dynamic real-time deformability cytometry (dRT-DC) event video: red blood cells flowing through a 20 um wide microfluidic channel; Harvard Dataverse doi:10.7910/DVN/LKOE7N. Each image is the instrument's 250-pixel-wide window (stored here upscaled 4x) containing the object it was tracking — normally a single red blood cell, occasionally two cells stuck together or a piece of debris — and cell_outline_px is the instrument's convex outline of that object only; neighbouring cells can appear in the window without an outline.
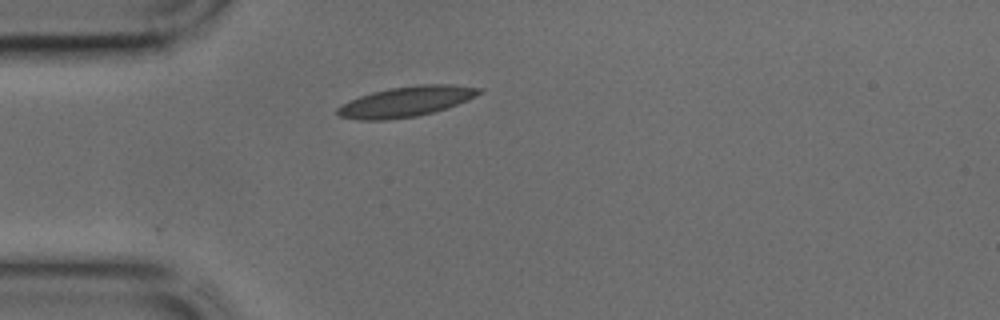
{"species": "common noctule bat (a hibernating species)", "species_latin": "Nyctalus noctula", "temperature_condition": "cold", "stored_images_in_passage": 6, "camera_frame_rate_fps": 3000, "um_per_image_px": 0.085, "animal": {"sex": "male", "body_mass_g": 17.9, "forearm_length_mm": 54.2}, "frame": {"image": 1, "passage_image": 1, "time_ms": 0.0, "image_size_px": [1000, 320], "cell_outline_px": [[484, 92], [468, 100], [448, 108], [416, 116], [384, 120], [356, 120], [340, 116], [336, 112], [336, 108], [360, 96], [372, 92], [388, 88], [420, 84], [452, 84], [484, 88]], "centroid_in_image_um": [34.58, 8.62], "position_along_channel_um": 50.4, "area_um2": 25.09}}